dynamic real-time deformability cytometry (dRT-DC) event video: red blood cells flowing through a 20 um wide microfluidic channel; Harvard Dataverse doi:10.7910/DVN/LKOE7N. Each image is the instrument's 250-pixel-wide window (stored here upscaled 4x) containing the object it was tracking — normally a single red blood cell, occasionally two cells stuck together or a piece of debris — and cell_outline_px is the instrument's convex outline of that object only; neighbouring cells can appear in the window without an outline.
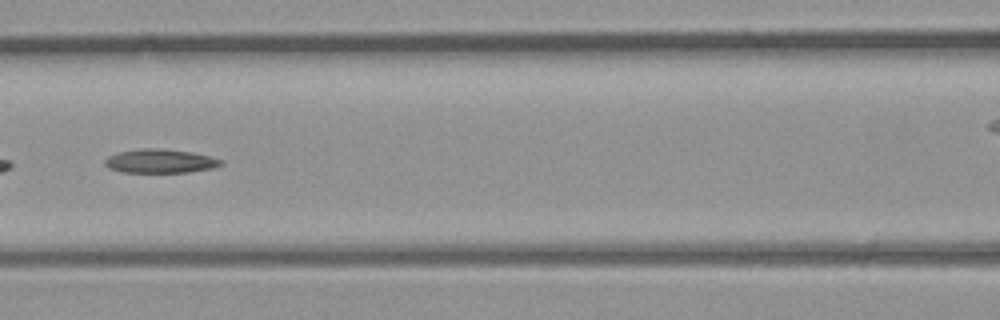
{"species": "common noctule bat (a hibernating species)", "species_latin": "Nyctalus noctula", "temperature_condition": "room temperature", "stored_images_in_passage": 39, "camera_frame_rate_fps": 3000, "um_per_image_px": 0.085, "animal": {"sex": "male", "body_mass_g": 23.1, "forearm_length_mm": 52.7}, "frame": {"image": 1, "passage_image": 17, "time_ms": 5.333, "image_size_px": [1000, 320], "cell_outline_px": [[224, 164], [216, 168], [188, 172], [124, 172], [108, 168], [104, 164], [104, 160], [108, 156], [116, 152], [140, 148], [160, 148], [192, 152], [224, 160]], "centroid_in_image_um": [13.63, 13.69], "position_along_channel_um": 153.0, "area_um2": 16.36}}